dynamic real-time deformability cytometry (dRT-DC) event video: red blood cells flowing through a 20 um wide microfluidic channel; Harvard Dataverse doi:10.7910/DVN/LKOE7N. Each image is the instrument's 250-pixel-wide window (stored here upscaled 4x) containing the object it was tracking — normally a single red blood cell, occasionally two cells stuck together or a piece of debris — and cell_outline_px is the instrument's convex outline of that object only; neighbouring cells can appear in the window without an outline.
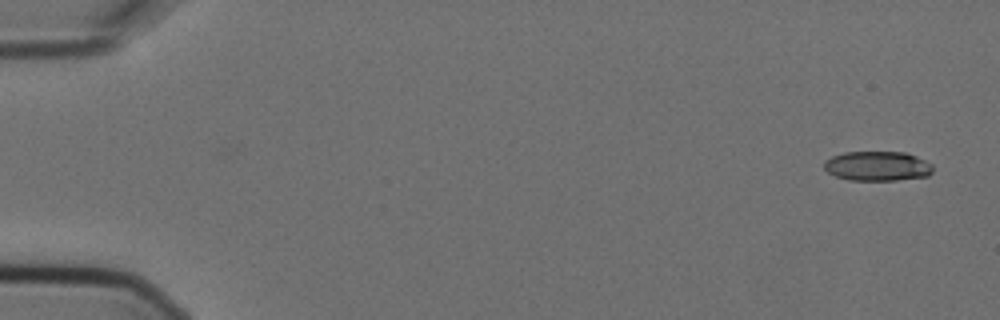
{"species": "Egyptian fruit bat (a non-hibernating species)", "species_latin": "Rousettus aegyptiacus", "temperature_condition": "cold", "stored_images_in_passage": 2, "camera_frame_rate_fps": 3000, "um_per_image_px": 0.085, "animal": {"sex": "female"}, "frame": {"image": 1, "passage_image": 2, "time_ms": 0.333, "image_size_px": [1000, 320], "cell_outline_px": [[932, 172], [928, 176], [896, 180], [848, 180], [836, 176], [828, 172], [824, 168], [824, 160], [832, 156], [844, 152], [904, 152], [916, 156], [932, 164]], "centroid_in_image_um": [74.56, 14.11], "position_along_channel_um": 10.4, "area_um2": 18.79}}